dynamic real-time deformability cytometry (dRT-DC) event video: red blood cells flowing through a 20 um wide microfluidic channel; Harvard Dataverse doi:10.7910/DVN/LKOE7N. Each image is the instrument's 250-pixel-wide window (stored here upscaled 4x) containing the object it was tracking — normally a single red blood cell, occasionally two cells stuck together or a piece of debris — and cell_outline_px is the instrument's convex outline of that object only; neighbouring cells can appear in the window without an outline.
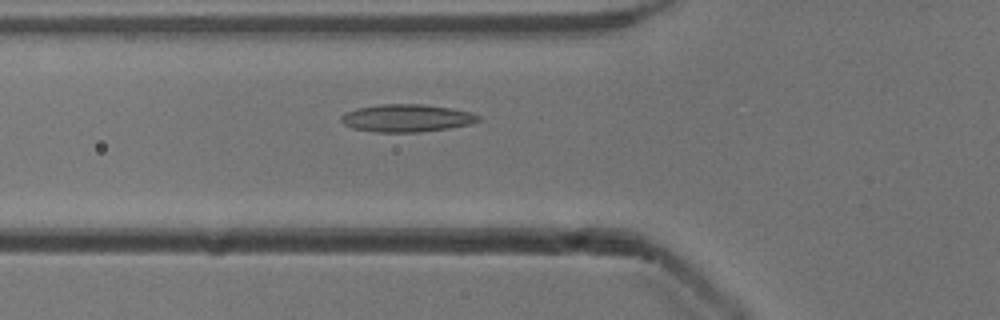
{"species": "common noctule bat (a hibernating species)", "species_latin": "Nyctalus noctula", "temperature_condition": "cold", "stored_images_in_passage": 53, "camera_frame_rate_fps": 3000, "um_per_image_px": 0.085, "animal": {"sex": "male", "body_mass_g": 13.3}, "frame": {"image": 1, "passage_image": 19, "time_ms": 6.0, "image_size_px": [1000, 320], "cell_outline_px": [[480, 120], [468, 124], [448, 128], [420, 132], [376, 132], [352, 128], [344, 124], [340, 120], [340, 116], [356, 108], [380, 104], [424, 104], [452, 108], [472, 112], [480, 116]], "centroid_in_image_um": [34.56, 10.03], "position_along_channel_um": 91.2, "area_um2": 22.08}}
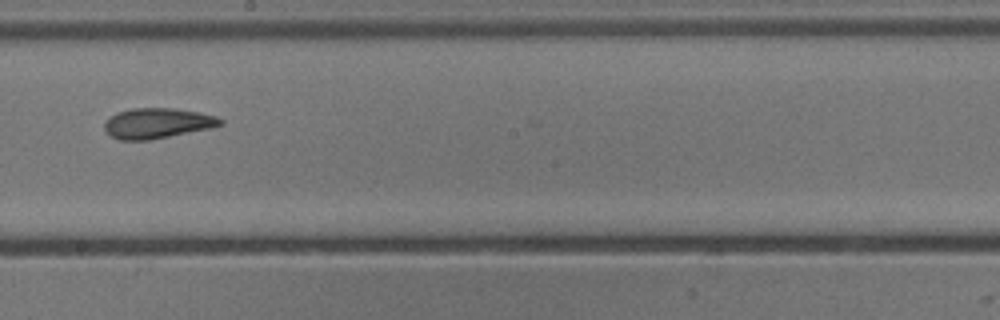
{"frame": {"image": 2, "passage_image": 30, "time_ms": 9.667, "image_size_px": [1000, 320], "cell_outline_px": [[224, 124], [212, 128], [148, 140], [120, 140], [108, 136], [104, 132], [104, 120], [116, 112], [132, 108], [176, 108], [200, 112], [216, 116], [224, 120]], "centroid_in_image_um": [13.34, 10.47], "position_along_channel_um": 234.9, "area_um2": 20.87}}
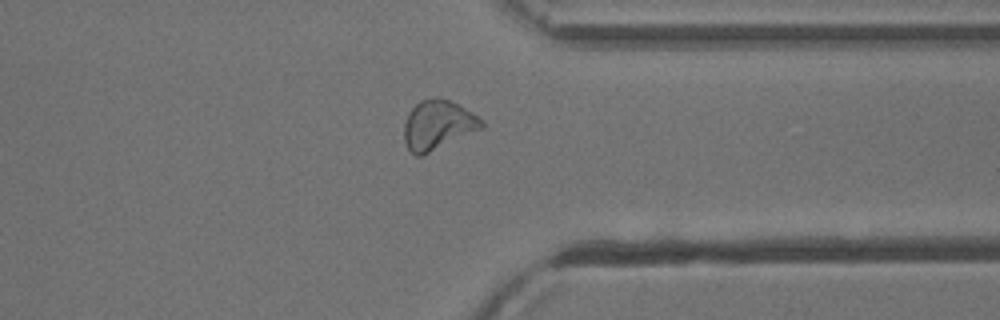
{"frame": {"image": 3, "passage_image": 41, "time_ms": 13.333, "image_size_px": [1000, 320], "cell_outline_px": [[484, 128], [420, 156], [416, 156], [408, 148], [404, 140], [404, 124], [408, 112], [420, 100], [436, 96], [440, 96], [472, 112], [484, 120]], "centroid_in_image_um": [37.22, 10.6], "position_along_channel_um": 374.2, "area_um2": 22.31}, "authors_computed_cell_mechanics": {"area_um2": 22.0796, "velocity_mm_per_s": 3.8988, "shape_relaxation_time_tau1_ms": null, "shape_relaxation_time_tau2_ms": 3.0295, "deformation_change_tau1": null, "deformation_change_tau2": 0.0897}}